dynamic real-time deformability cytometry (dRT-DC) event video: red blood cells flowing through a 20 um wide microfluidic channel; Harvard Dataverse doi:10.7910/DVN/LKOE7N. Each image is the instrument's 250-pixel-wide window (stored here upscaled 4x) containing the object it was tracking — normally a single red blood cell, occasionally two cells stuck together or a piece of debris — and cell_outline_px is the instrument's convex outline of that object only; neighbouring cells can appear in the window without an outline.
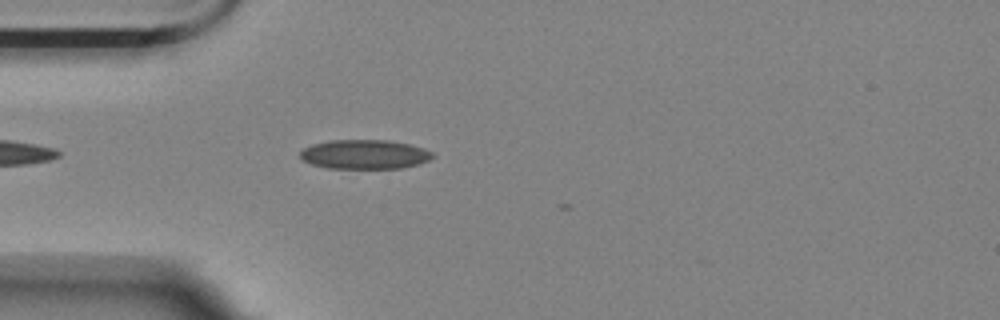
{"species": "Egyptian fruit bat (a non-hibernating species)", "species_latin": "Rousettus aegyptiacus", "temperature_condition": "room temperature", "stored_images_in_passage": 3, "camera_frame_rate_fps": 3000, "um_per_image_px": 0.085, "animal": {"sex": "female"}, "frame": {"image": 1, "passage_image": 2, "time_ms": 0.333, "image_size_px": [1000, 320], "cell_outline_px": [[432, 156], [428, 160], [416, 164], [400, 168], [328, 168], [312, 164], [304, 160], [300, 156], [300, 152], [304, 148], [312, 144], [332, 140], [388, 140], [408, 144], [424, 148], [432, 152]], "centroid_in_image_um": [30.97, 13.11], "position_along_channel_um": 54.0, "area_um2": 22.31}}